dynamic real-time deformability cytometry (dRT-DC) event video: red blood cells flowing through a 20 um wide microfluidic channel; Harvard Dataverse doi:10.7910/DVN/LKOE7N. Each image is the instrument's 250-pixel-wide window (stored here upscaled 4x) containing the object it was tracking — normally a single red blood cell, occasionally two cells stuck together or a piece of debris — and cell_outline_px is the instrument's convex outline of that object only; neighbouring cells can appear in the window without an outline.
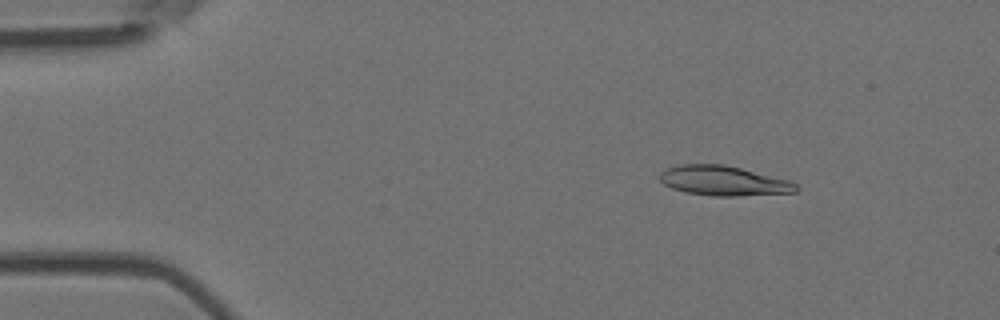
{"species": "Egyptian fruit bat (a non-hibernating species)", "species_latin": "Rousettus aegyptiacus", "temperature_condition": "room temperature", "stored_images_in_passage": 5, "camera_frame_rate_fps": 3000, "um_per_image_px": 0.085, "animal": {"sex": "female"}, "frame": {"image": 1, "passage_image": 2, "time_ms": 0.333, "image_size_px": [1000, 320], "cell_outline_px": [[800, 188], [796, 192], [736, 196], [712, 196], [684, 192], [672, 188], [664, 184], [660, 180], [660, 172], [664, 168], [680, 164], [724, 164], [788, 180], [796, 184]], "centroid_in_image_um": [61.46, 15.36], "position_along_channel_um": 23.5, "area_um2": 23.64}}
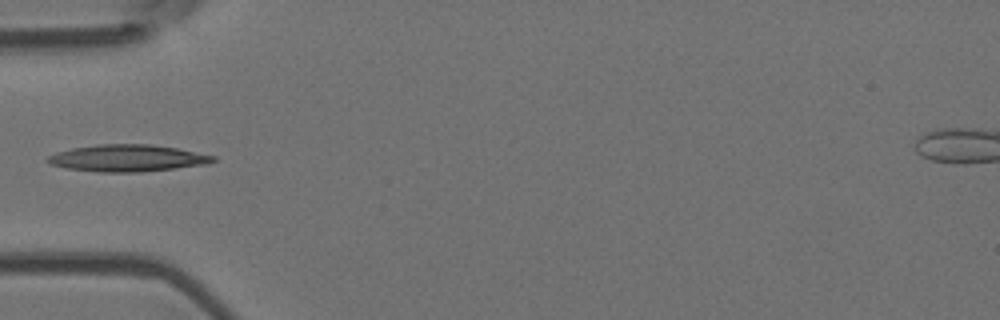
{"frame": {"image": 2, "passage_image": 5, "time_ms": 1.333, "image_size_px": [1000, 320], "cell_outline_px": [[216, 160], [208, 164], [176, 168], [140, 172], [100, 172], [68, 168], [48, 164], [44, 160], [48, 156], [56, 152], [72, 148], [96, 144], [148, 144], [176, 148], [216, 156]], "centroid_in_image_um": [10.81, 13.44], "position_along_channel_um": 74.2, "area_um2": 25.95}}